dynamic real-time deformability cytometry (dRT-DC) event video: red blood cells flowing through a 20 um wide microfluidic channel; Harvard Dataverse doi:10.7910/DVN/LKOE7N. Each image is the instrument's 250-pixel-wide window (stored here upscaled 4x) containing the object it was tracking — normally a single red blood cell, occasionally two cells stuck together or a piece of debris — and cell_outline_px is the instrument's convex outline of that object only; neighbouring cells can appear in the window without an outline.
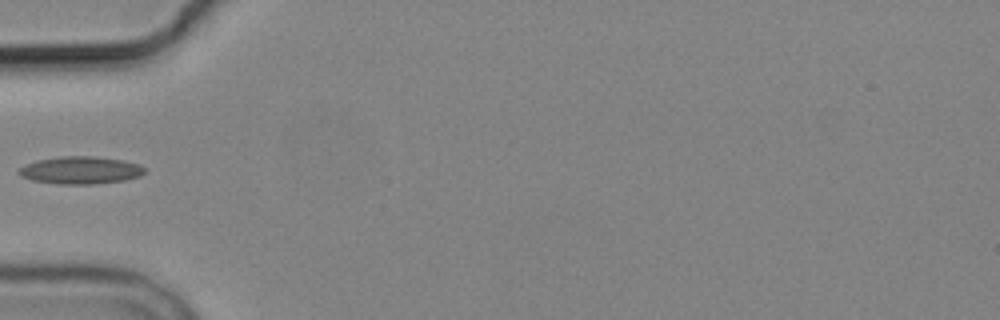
{"species": "common noctule bat (a hibernating species)", "species_latin": "Nyctalus noctula", "temperature_condition": "cold", "stored_images_in_passage": 2, "camera_frame_rate_fps": 3000, "um_per_image_px": 0.085, "animal": {"sex": "male", "body_mass_g": 19.2, "forearm_length_mm": 51.8}, "frame": {"image": 1, "passage_image": 2, "time_ms": 1.0, "image_size_px": [1000, 320], "cell_outline_px": [[144, 172], [140, 176], [124, 180], [96, 184], [60, 184], [32, 180], [20, 176], [16, 172], [20, 168], [36, 160], [60, 156], [92, 156], [124, 160], [140, 164], [144, 168]], "centroid_in_image_um": [6.84, 14.46], "position_along_channel_um": 78.2, "area_um2": 20.17}}